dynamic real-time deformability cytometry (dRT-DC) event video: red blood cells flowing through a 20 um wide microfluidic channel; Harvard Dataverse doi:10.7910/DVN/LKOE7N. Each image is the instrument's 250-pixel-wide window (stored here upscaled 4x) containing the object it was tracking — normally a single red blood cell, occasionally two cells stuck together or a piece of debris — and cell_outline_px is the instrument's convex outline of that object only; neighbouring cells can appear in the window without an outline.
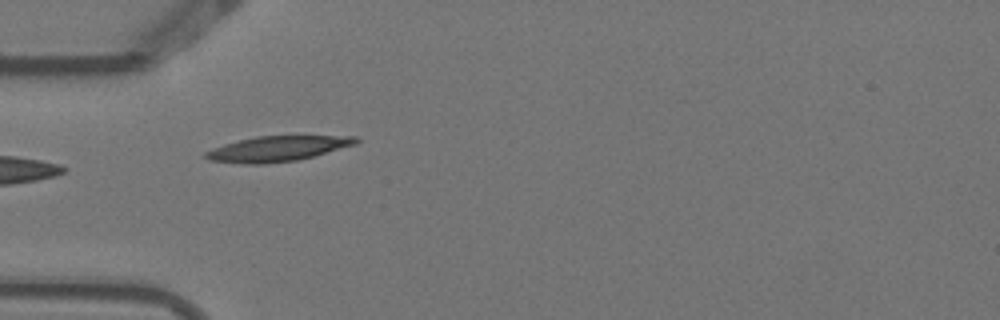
{"species": "Egyptian fruit bat (a non-hibernating species)", "species_latin": "Rousettus aegyptiacus", "temperature_condition": "warm", "stored_images_in_passage": 6, "camera_frame_rate_fps": 3000, "um_per_image_px": 0.085, "animal": {"sex": "female"}, "frame": {"image": 1, "passage_image": 5, "time_ms": 1.333, "image_size_px": [1000, 320], "cell_outline_px": [[360, 140], [356, 144], [312, 156], [296, 160], [264, 164], [244, 164], [208, 160], [204, 156], [204, 152], [212, 148], [224, 144], [256, 136], [356, 136]], "centroid_in_image_um": [23.54, 12.64], "position_along_channel_um": 61.5, "area_um2": 21.96}}
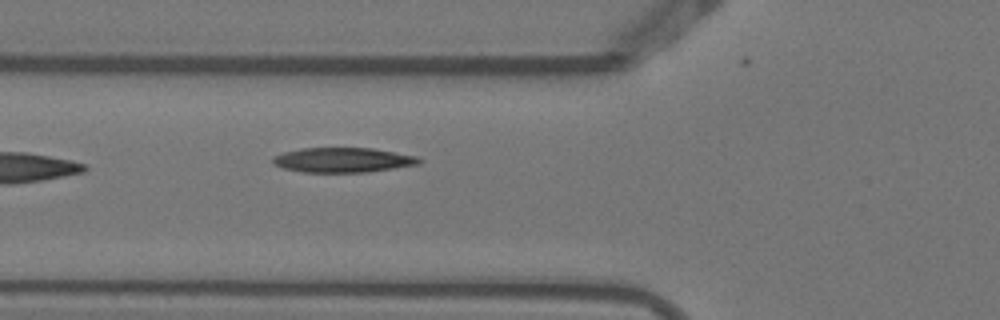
{"frame": {"image": 2, "passage_image": 6, "time_ms": 1.667, "image_size_px": [1000, 320], "cell_outline_px": [[424, 160], [420, 164], [368, 172], [304, 172], [284, 168], [272, 164], [272, 156], [284, 152], [300, 148], [372, 148], [416, 156]], "centroid_in_image_um": [29.14, 13.6], "position_along_channel_um": 96.7, "area_um2": 21.15}}